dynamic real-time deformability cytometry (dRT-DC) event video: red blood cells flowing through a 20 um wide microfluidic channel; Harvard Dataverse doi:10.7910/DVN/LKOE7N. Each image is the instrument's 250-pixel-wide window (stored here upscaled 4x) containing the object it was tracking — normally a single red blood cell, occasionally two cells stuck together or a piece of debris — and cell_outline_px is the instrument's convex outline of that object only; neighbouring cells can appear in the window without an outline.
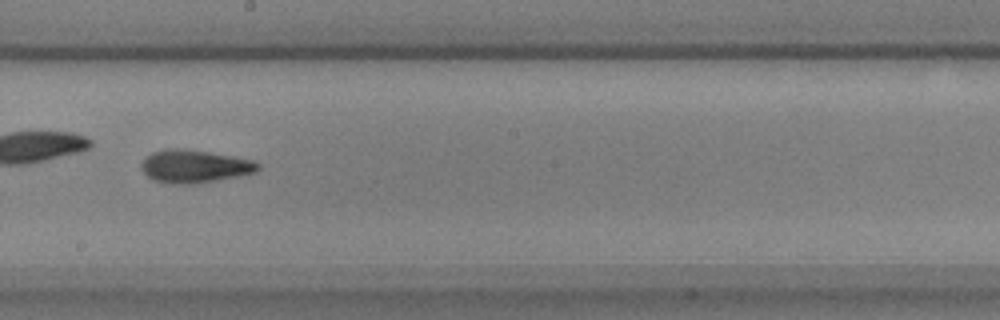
{"species": "common noctule bat (a hibernating species)", "species_latin": "Nyctalus noctula", "temperature_condition": "warm", "stored_images_in_passage": 54, "camera_frame_rate_fps": 3000, "um_per_image_px": 0.085, "animal": {"sex": "male", "body_mass_g": 17.9, "forearm_length_mm": 54.2}, "frame": {"image": 1, "passage_image": 31, "time_ms": 10.0, "image_size_px": [1000, 320], "cell_outline_px": [[260, 168], [256, 172], [240, 176], [192, 184], [172, 184], [152, 180], [140, 168], [140, 164], [152, 152], [168, 148], [176, 148], [208, 152], [232, 156], [252, 160], [260, 164]], "centroid_in_image_um": [16.53, 14.14], "position_along_channel_um": 231.7, "area_um2": 22.25}, "authors_computed_cell_mechanics": {"area_um2": 20.4612, "velocity_mm_per_s": 3.6971, "shape_relaxation_time_tau1_ms": 3.6817, "shape_relaxation_time_tau2_ms": 3.1812, "deformation_change_tau1": 0.166, "deformation_change_tau2": 0.1281}}